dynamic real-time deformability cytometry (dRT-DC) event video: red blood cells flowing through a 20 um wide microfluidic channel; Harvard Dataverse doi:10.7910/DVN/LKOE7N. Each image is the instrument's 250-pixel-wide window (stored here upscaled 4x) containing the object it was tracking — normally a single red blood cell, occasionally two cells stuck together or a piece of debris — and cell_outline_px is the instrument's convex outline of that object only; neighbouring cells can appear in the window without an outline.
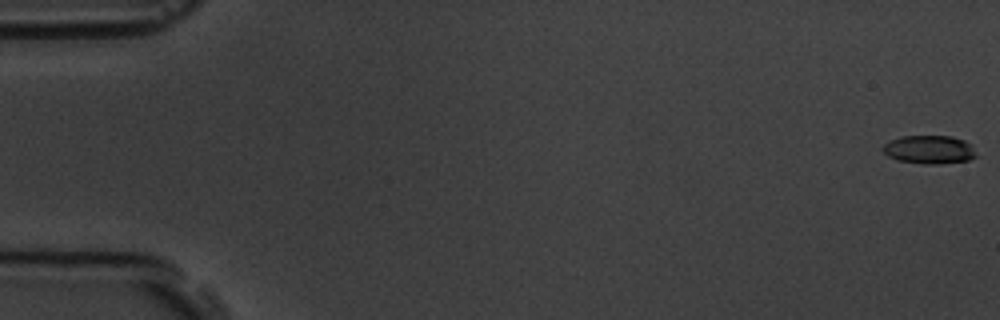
{"species": "common noctule bat (a hibernating species)", "species_latin": "Nyctalus noctula", "temperature_condition": "room temperature", "stored_images_in_passage": 7, "camera_frame_rate_fps": 3000, "um_per_image_px": 0.085, "animal": {"sex": "male", "body_mass_g": 19.5, "forearm_length_mm": 54.6}, "frame": {"image": 1, "passage_image": 1, "time_ms": 0.0, "image_size_px": [1000, 320], "cell_outline_px": [[976, 156], [968, 160], [940, 164], [924, 164], [896, 160], [888, 156], [880, 148], [884, 144], [900, 136], [952, 136], [964, 140], [976, 152]], "centroid_in_image_um": [78.95, 12.72], "position_along_channel_um": 6.0, "area_um2": 15.43}}